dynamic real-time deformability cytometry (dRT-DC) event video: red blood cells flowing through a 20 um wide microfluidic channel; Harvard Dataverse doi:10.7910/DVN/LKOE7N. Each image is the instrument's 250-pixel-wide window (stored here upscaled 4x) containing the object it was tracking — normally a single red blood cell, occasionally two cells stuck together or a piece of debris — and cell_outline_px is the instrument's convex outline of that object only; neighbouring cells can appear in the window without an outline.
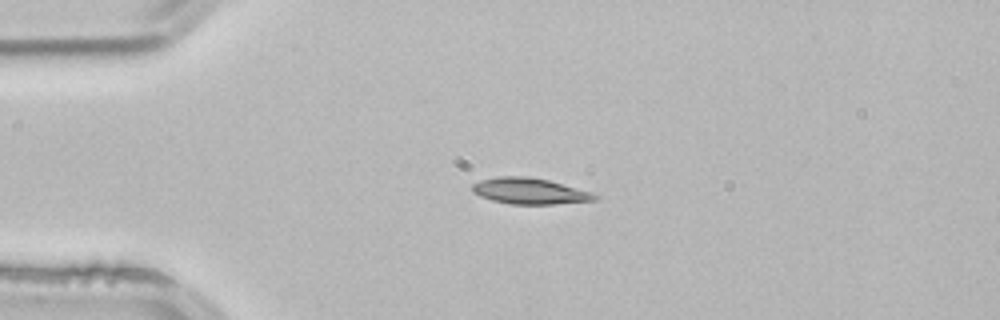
{"species": "common noctule bat (a hibernating species)", "species_latin": "Nyctalus noctula", "temperature_condition": "room temperature", "stored_images_in_passage": 2, "camera_frame_rate_fps": 3000, "um_per_image_px": 0.085, "animal": {"sex": "male", "body_mass_g": 21.5, "forearm_length_mm": 52.0}, "frame": {"image": 1, "passage_image": 1, "time_ms": 0.0, "image_size_px": [1000, 320], "cell_outline_px": [[600, 196], [596, 200], [552, 204], [512, 204], [492, 200], [480, 196], [472, 192], [472, 184], [480, 180], [500, 176], [528, 176], [548, 180], [592, 192]], "centroid_in_image_um": [45.02, 16.23], "position_along_channel_um": 40.0, "area_um2": 18.55}}
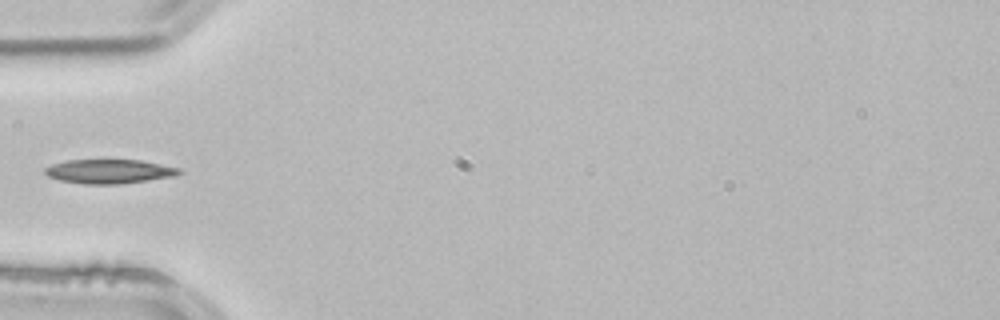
{"frame": {"image": 2, "passage_image": 2, "time_ms": 0.333, "image_size_px": [1000, 320], "cell_outline_px": [[184, 172], [176, 176], [148, 180], [116, 184], [84, 184], [60, 180], [48, 176], [44, 172], [44, 168], [52, 164], [68, 160], [140, 160], [180, 168]], "centroid_in_image_um": [9.3, 14.57], "position_along_channel_um": 75.7, "area_um2": 18.84}}